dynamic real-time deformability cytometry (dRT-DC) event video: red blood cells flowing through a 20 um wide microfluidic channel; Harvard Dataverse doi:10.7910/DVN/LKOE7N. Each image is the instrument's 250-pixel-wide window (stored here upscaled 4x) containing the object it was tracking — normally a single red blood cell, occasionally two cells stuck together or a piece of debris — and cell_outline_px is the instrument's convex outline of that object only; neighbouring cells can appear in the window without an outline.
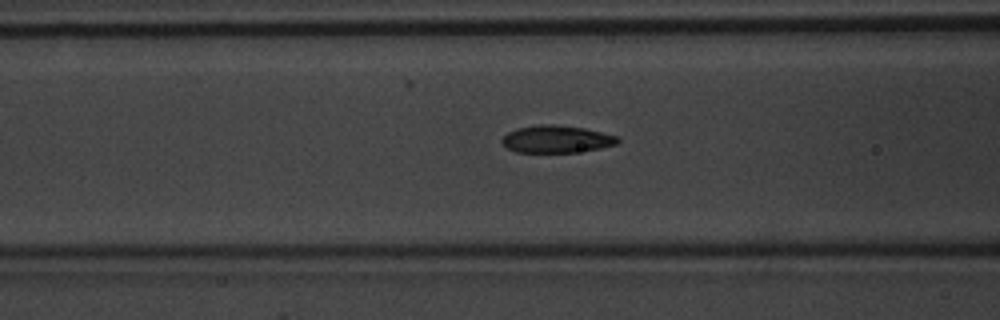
{"species": "common noctule bat (a hibernating species)", "species_latin": "Nyctalus noctula", "temperature_condition": "warm", "stored_images_in_passage": 39, "camera_frame_rate_fps": 3000, "um_per_image_px": 0.085, "animal": {"sex": "male", "body_mass_g": 20.1, "forearm_length_mm": 53.5}, "frame": {"image": 1, "passage_image": 19, "time_ms": 6.0, "image_size_px": [1000, 320], "cell_outline_px": [[616, 140], [612, 144], [596, 148], [572, 152], [520, 152], [508, 148], [504, 144], [504, 136], [520, 128], [580, 128], [616, 136]], "centroid_in_image_um": [47.28, 11.89], "position_along_channel_um": 119.3, "area_um2": 16.24}}
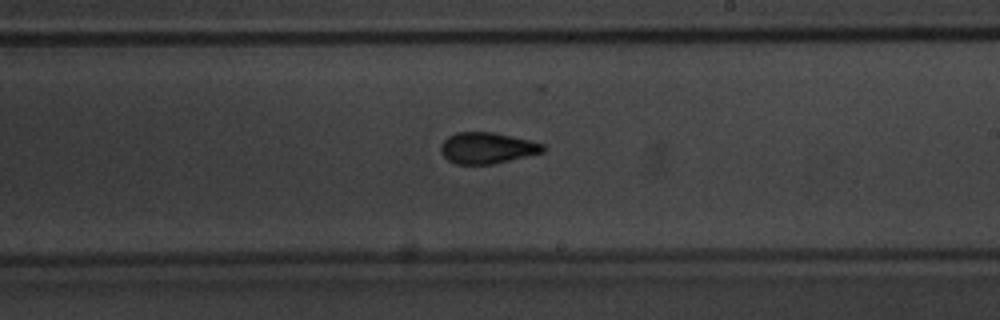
{"frame": {"image": 2, "passage_image": 28, "time_ms": 9.0, "image_size_px": [1000, 320], "cell_outline_px": [[544, 148], [540, 152], [488, 164], [460, 164], [444, 156], [444, 144], [452, 136], [460, 132], [488, 132], [524, 140], [540, 144]], "centroid_in_image_um": [41.38, 12.58], "position_along_channel_um": 247.6, "area_um2": 16.82}}
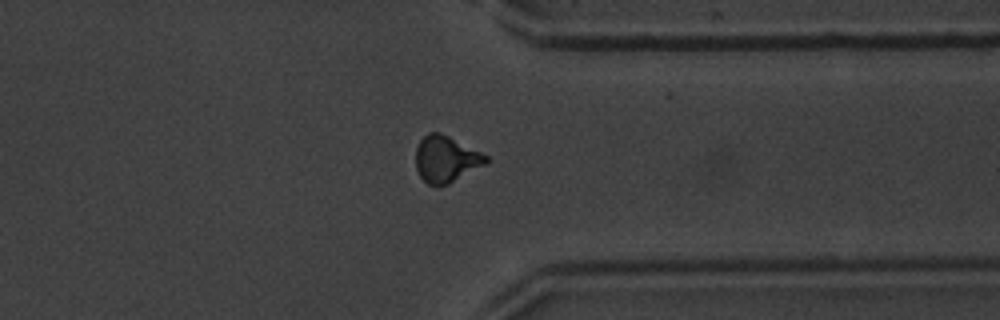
{"frame": {"image": 3, "passage_image": 37, "time_ms": 12.0, "image_size_px": [1000, 320], "cell_outline_px": [[488, 160], [452, 180], [444, 184], [428, 184], [420, 176], [416, 164], [416, 148], [420, 140], [424, 136], [432, 132], [436, 132], [488, 156]], "centroid_in_image_um": [37.82, 13.5], "position_along_channel_um": 373.6, "area_um2": 17.51}}